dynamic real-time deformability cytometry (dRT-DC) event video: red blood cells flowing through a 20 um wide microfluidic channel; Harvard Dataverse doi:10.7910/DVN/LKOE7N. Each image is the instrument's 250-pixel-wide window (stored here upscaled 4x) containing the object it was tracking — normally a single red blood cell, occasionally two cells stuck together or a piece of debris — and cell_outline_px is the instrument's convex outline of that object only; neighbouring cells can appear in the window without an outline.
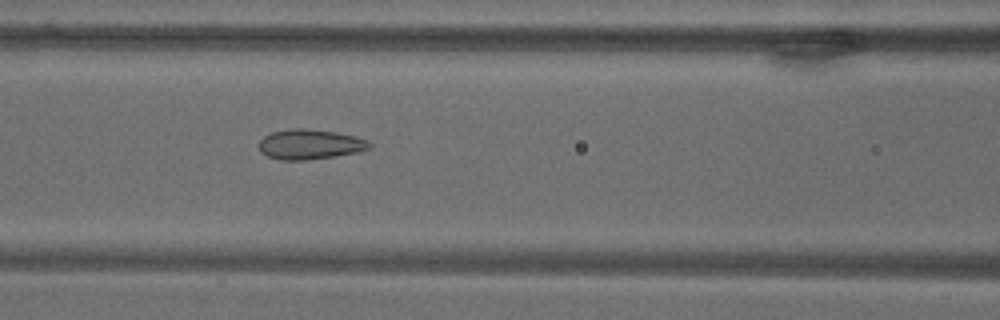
{"species": "common noctule bat (a hibernating species)", "species_latin": "Nyctalus noctula", "temperature_condition": "warm", "stored_images_in_passage": 8, "camera_frame_rate_fps": 3000, "um_per_image_px": 0.085, "animal": {"sex": "male", "body_mass_g": 18.8}, "frame": {"image": 1, "passage_image": 8, "time_ms": 9.333, "image_size_px": [1000, 320], "cell_outline_px": [[372, 148], [356, 152], [332, 156], [304, 160], [280, 160], [268, 156], [260, 152], [260, 140], [264, 136], [272, 132], [292, 128], [300, 128], [336, 132], [356, 136], [368, 140], [372, 144]], "centroid_in_image_um": [26.36, 12.26], "position_along_channel_um": 140.2, "area_um2": 19.19}}